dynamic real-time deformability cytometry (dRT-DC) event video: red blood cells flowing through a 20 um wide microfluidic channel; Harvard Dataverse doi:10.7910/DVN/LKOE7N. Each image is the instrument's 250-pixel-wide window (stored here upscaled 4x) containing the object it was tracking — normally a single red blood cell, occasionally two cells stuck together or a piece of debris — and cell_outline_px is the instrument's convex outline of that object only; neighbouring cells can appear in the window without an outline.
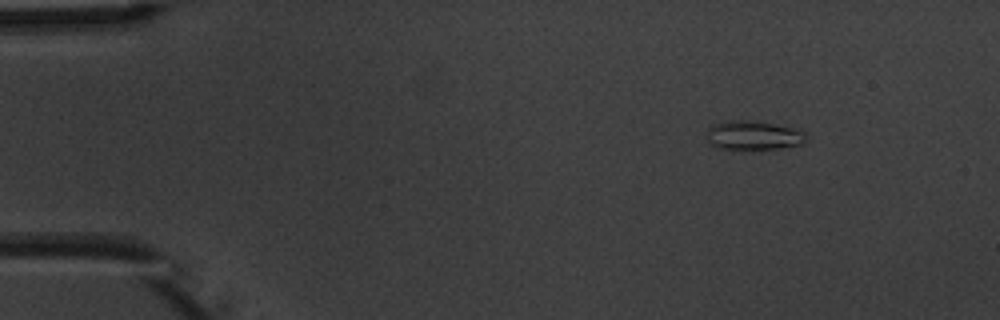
{"species": "common noctule bat (a hibernating species)", "species_latin": "Nyctalus noctula", "temperature_condition": "warm", "stored_images_in_passage": 4, "camera_frame_rate_fps": 3000, "um_per_image_px": 0.085, "animal": {"sex": "male", "body_mass_g": 20.1, "forearm_length_mm": 53.5}, "frame": {"image": 1, "passage_image": 1, "time_ms": 0.0, "image_size_px": [1000, 320], "cell_outline_px": [[808, 140], [804, 144], [780, 148], [716, 148], [708, 144], [708, 128], [712, 124], [732, 120], [756, 120], [800, 128], [808, 136]], "centroid_in_image_um": [64.12, 11.48], "position_along_channel_um": 20.9, "area_um2": 17.17}}
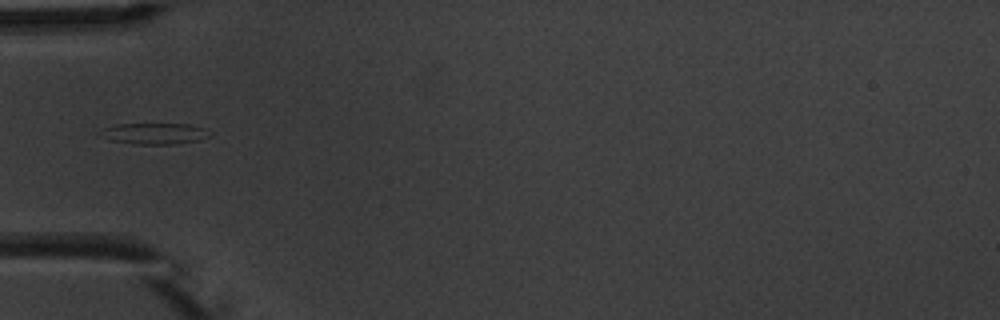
{"frame": {"image": 2, "passage_image": 4, "time_ms": 3.667, "image_size_px": [1000, 320], "cell_outline_px": [[212, 136], [200, 140], [176, 144], [132, 144], [112, 140], [100, 128], [116, 124], [192, 124], [204, 128], [212, 132]], "centroid_in_image_um": [13.27, 11.35], "position_along_channel_um": 71.7, "area_um2": 13.41}}